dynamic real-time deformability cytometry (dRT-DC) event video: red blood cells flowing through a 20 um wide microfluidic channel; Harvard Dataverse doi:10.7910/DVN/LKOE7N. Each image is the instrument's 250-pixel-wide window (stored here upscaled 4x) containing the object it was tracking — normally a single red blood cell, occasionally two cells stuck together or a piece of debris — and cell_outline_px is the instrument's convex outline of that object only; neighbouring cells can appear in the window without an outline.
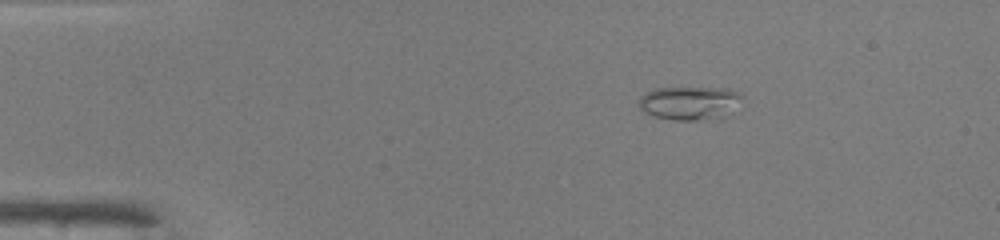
{"species": "common noctule bat (a hibernating species)", "species_latin": "Nyctalus noctula", "temperature_condition": "warm", "stored_images_in_passage": 42, "camera_frame_rate_fps": 3000, "um_per_image_px": 0.085, "animal": {"sex": "male", "body_mass_g": 19.0, "forearm_length_mm": 50.8}, "frame": {"image": 1, "passage_image": 1, "time_ms": 0.0, "image_size_px": [1000, 240], "cell_outline_px": [[740, 96], [724, 116], [716, 120], [672, 120], [652, 116], [644, 112], [636, 104], [640, 96], [656, 88], [728, 88], [736, 92]], "centroid_in_image_um": [58.48, 8.77], "position_along_channel_um": 26.5, "area_um2": 19.88}}
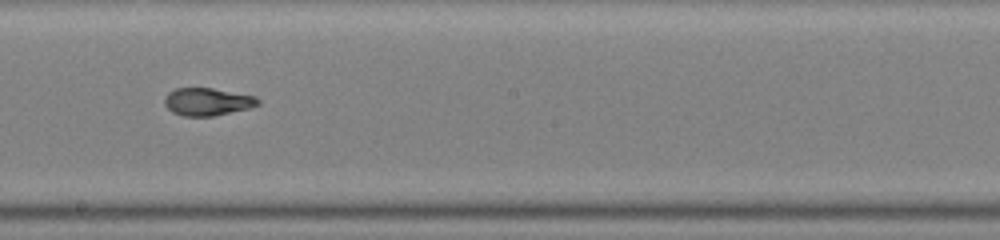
{"frame": {"image": 2, "passage_image": 21, "time_ms": 6.667, "image_size_px": [1000, 240], "cell_outline_px": [[260, 104], [248, 108], [212, 116], [184, 116], [172, 112], [164, 104], [164, 100], [168, 92], [176, 88], [212, 88], [256, 96], [260, 100]], "centroid_in_image_um": [17.62, 8.64], "position_along_channel_um": 230.6, "area_um2": 14.97}}
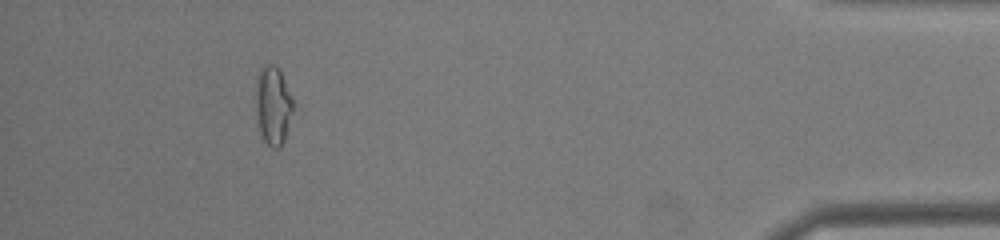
{"frame": {"image": 3, "passage_image": 38, "time_ms": 12.333, "image_size_px": [1000, 240], "cell_outline_px": [[292, 112], [284, 140], [280, 148], [272, 148], [264, 140], [260, 132], [256, 104], [256, 84], [260, 68], [264, 64], [272, 64], [280, 68], [292, 100]], "centroid_in_image_um": [23.2, 8.93], "position_along_channel_um": 412.0, "area_um2": 16.76}, "authors_computed_cell_mechanics": {"area_um2": 15.7505, "velocity_mm_per_s": 4.1568, "shape_relaxation_time_tau1_ms": null, "shape_relaxation_time_tau2_ms": 1.1044, "deformation_change_tau1": null, "deformation_change_tau2": 0.0543}}